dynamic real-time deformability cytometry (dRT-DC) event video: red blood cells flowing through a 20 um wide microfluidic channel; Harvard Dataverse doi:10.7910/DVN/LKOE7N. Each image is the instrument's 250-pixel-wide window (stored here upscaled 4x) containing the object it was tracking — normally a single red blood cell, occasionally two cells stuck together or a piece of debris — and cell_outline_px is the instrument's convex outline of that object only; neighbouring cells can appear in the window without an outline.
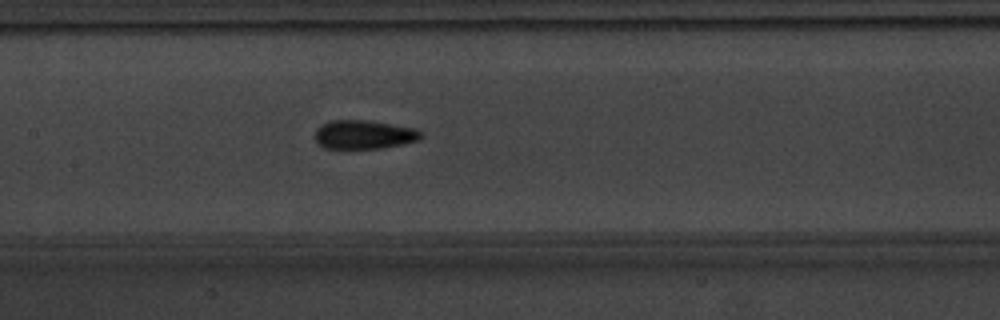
{"species": "common noctule bat (a hibernating species)", "species_latin": "Nyctalus noctula", "temperature_condition": "warm", "stored_images_in_passage": 37, "camera_frame_rate_fps": 3000, "um_per_image_px": 0.085, "animal": {"sex": "male", "body_mass_g": 20.1, "forearm_length_mm": 53.5}, "frame": {"image": 1, "passage_image": 10, "time_ms": 3.0, "image_size_px": [1000, 320], "cell_outline_px": [[424, 136], [420, 140], [404, 144], [384, 148], [324, 148], [316, 144], [316, 128], [332, 120], [368, 120], [416, 128]], "centroid_in_image_um": [30.97, 11.44], "position_along_channel_um": 176.4, "area_um2": 17.92}}
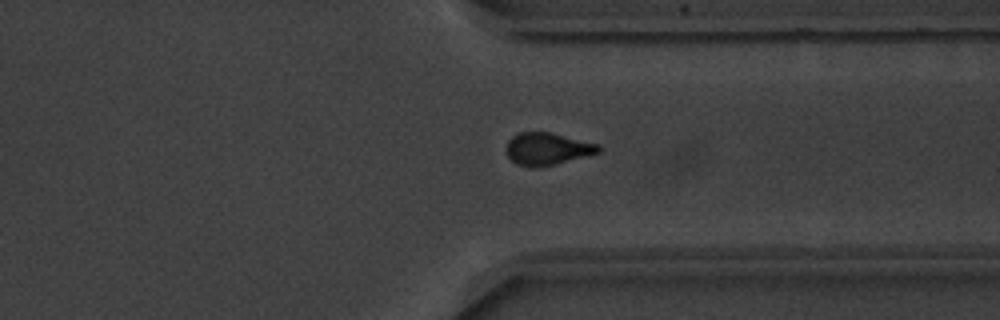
{"frame": {"image": 2, "passage_image": 25, "time_ms": 8.0, "image_size_px": [1000, 320], "cell_outline_px": [[604, 148], [600, 152], [556, 164], [536, 168], [532, 168], [516, 164], [508, 156], [504, 148], [508, 140], [512, 136], [520, 132], [548, 132], [600, 144]], "centroid_in_image_um": [46.51, 12.66], "position_along_channel_um": 364.9, "area_um2": 17.57}}
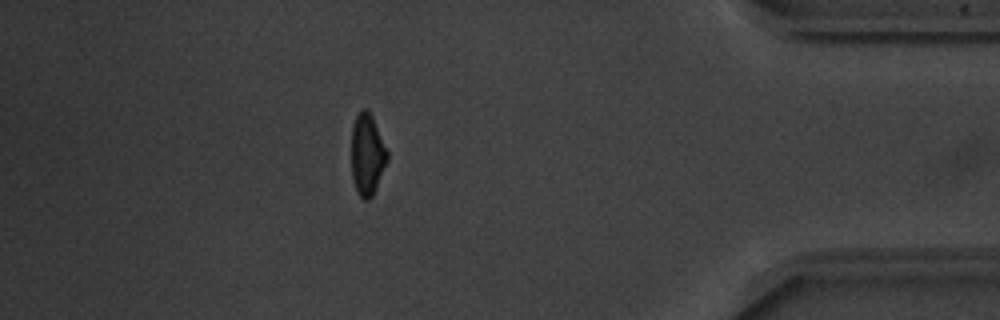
{"frame": {"image": 3, "passage_image": 31, "time_ms": 10.0, "image_size_px": [1000, 320], "cell_outline_px": [[388, 160], [376, 188], [372, 196], [368, 200], [364, 200], [360, 196], [352, 180], [352, 124], [360, 108], [368, 108], [372, 116], [388, 152]], "centroid_in_image_um": [31.21, 13.11], "position_along_channel_um": 404.0, "area_um2": 17.05}, "authors_computed_cell_mechanics": {"area_um2": 17.4556, "velocity_mm_per_s": 3.7721, "shape_relaxation_time_tau1_ms": 3.6659, "shape_relaxation_time_tau2_ms": 2.5811, "deformation_change_tau1": 0.1392, "deformation_change_tau2": 0.095}}